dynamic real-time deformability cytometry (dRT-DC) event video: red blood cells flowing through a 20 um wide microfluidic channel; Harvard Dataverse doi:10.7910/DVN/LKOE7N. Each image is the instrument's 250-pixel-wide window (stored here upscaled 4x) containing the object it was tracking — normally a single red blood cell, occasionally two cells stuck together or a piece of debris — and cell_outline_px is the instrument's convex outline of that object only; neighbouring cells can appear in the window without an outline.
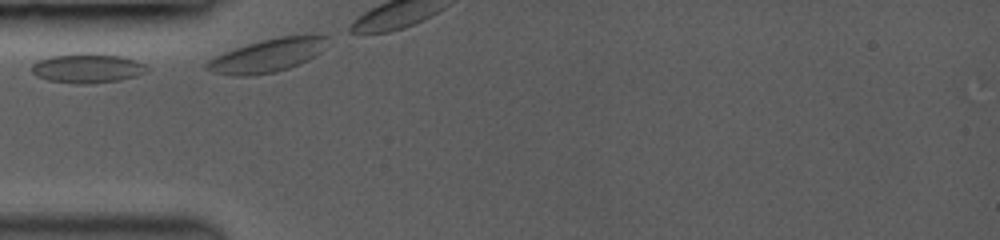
{"species": "common noctule bat (a hibernating species)", "species_latin": "Nyctalus noctula", "temperature_condition": "room temperature", "stored_images_in_passage": 4, "camera_frame_rate_fps": 3500, "um_per_image_px": 0.085, "animal": {"sex": "female", "body_mass_g": 19.0, "forearm_length_mm": 53.3}, "frame": {"image": 1, "passage_image": 1, "time_ms": 0.0, "image_size_px": [1000, 240], "cell_outline_px": [[148, 72], [136, 76], [120, 80], [76, 84], [48, 80], [36, 76], [32, 72], [32, 64], [40, 60], [52, 56], [80, 52], [88, 52], [120, 56], [136, 60], [144, 64], [148, 68]], "centroid_in_image_um": [7.44, 5.78], "position_along_channel_um": 77.6, "area_um2": 19.77}}